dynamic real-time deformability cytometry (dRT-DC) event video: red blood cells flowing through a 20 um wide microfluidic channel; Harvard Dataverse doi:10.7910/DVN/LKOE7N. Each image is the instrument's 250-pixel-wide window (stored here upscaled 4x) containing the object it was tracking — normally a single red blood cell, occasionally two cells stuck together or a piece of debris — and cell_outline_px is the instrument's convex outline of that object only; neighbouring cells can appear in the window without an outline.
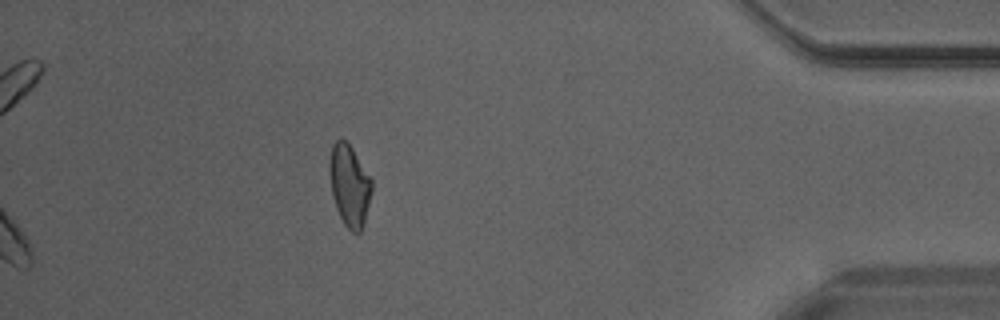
{"species": "Egyptian fruit bat (a non-hibernating species)", "species_latin": "Rousettus aegyptiacus", "temperature_condition": "warm", "stored_images_in_passage": 31, "camera_frame_rate_fps": 3000, "um_per_image_px": 0.085, "animal": {"sex": "male"}, "frame": {"image": 1, "passage_image": 31, "time_ms": 10.0, "image_size_px": [1000, 320], "cell_outline_px": [[372, 188], [364, 224], [360, 232], [352, 232], [344, 224], [336, 208], [332, 196], [328, 172], [328, 164], [332, 144], [340, 136], [352, 148], [372, 180]], "centroid_in_image_um": [29.67, 15.73], "position_along_channel_um": 405.5, "area_um2": 20.17}}